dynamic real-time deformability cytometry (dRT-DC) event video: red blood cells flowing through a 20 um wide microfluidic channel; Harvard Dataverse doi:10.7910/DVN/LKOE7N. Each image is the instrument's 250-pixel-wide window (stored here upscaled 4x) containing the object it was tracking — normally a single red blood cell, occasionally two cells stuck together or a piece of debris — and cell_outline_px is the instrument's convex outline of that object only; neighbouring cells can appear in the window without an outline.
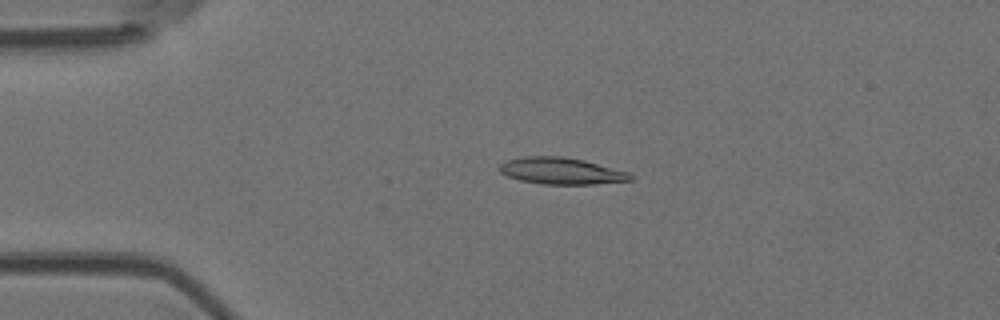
{"species": "Egyptian fruit bat (a non-hibernating species)", "species_latin": "Rousettus aegyptiacus", "temperature_condition": "room temperature", "stored_images_in_passage": 4, "camera_frame_rate_fps": 3000, "um_per_image_px": 0.085, "animal": {"sex": "female"}, "frame": {"image": 1, "passage_image": 4, "time_ms": 1.0, "image_size_px": [1000, 320], "cell_outline_px": [[632, 180], [592, 184], [544, 184], [520, 180], [508, 176], [500, 172], [496, 168], [500, 164], [508, 160], [524, 156], [564, 156], [584, 160], [628, 172], [632, 176]], "centroid_in_image_um": [47.67, 14.52], "position_along_channel_um": 37.3, "area_um2": 20.23}}